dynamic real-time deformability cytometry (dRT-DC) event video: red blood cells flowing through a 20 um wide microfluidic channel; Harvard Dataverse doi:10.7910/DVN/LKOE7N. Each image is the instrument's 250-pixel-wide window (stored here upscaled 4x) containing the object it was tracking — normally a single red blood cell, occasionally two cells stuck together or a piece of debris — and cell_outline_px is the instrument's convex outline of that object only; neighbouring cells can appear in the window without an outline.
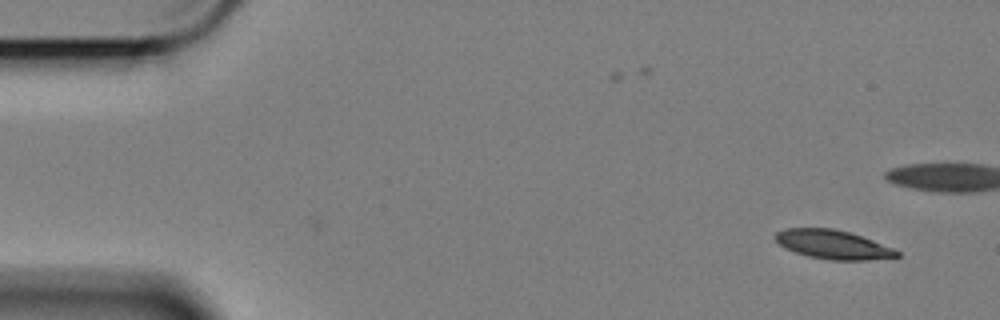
{"species": "Egyptian fruit bat (a non-hibernating species)", "species_latin": "Rousettus aegyptiacus", "temperature_condition": "cold", "stored_images_in_passage": 47, "camera_frame_rate_fps": 3000, "um_per_image_px": 0.085, "animal": {"sex": "female"}, "frame": {"image": 1, "passage_image": 1, "time_ms": 0.0, "image_size_px": [1000, 320], "cell_outline_px": [[900, 256], [868, 260], [828, 260], [808, 256], [784, 248], [772, 236], [776, 232], [784, 228], [832, 228], [848, 232], [872, 240], [892, 248], [900, 252]], "centroid_in_image_um": [70.75, 20.78], "position_along_channel_um": 14.2, "area_um2": 20.4}}
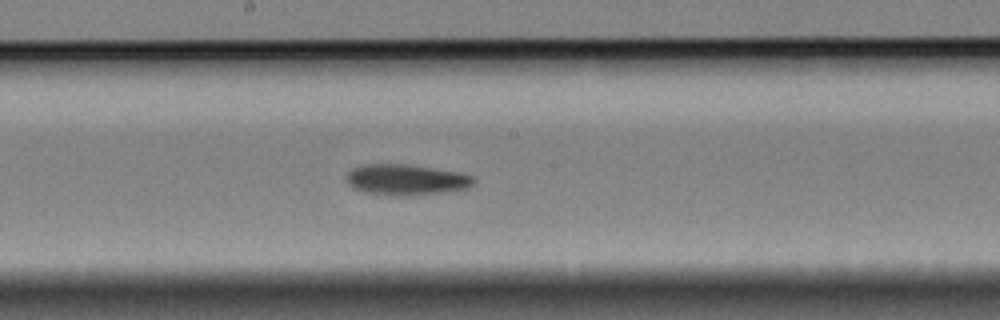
{"frame": {"image": 2, "passage_image": 28, "time_ms": 9.0, "image_size_px": [1000, 320], "cell_outline_px": [[476, 180], [468, 188], [440, 192], [408, 196], [388, 196], [364, 192], [352, 188], [344, 180], [344, 176], [352, 168], [360, 164], [408, 164], [456, 172], [476, 176]], "centroid_in_image_um": [34.44, 15.28], "position_along_channel_um": 213.8, "area_um2": 23.18}}
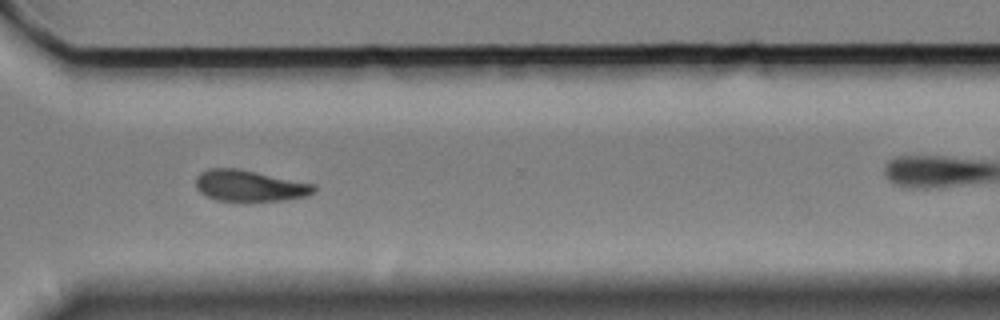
{"frame": {"image": 3, "passage_image": 40, "time_ms": 13.0, "image_size_px": [1000, 320], "cell_outline_px": [[316, 188], [308, 196], [284, 200], [216, 200], [204, 196], [196, 188], [196, 176], [200, 172], [208, 168], [236, 168], [316, 184]], "centroid_in_image_um": [21.18, 15.78], "position_along_channel_um": 349.4, "area_um2": 21.39}, "authors_computed_cell_mechanics": {"area_um2": 22.3108, "velocity_mm_per_s": 3.3981, "shape_relaxation_time_tau1_ms": 9.5108, "shape_relaxation_time_tau2_ms": null, "deformation_change_tau1": 0.1777, "deformation_change_tau2": null}}